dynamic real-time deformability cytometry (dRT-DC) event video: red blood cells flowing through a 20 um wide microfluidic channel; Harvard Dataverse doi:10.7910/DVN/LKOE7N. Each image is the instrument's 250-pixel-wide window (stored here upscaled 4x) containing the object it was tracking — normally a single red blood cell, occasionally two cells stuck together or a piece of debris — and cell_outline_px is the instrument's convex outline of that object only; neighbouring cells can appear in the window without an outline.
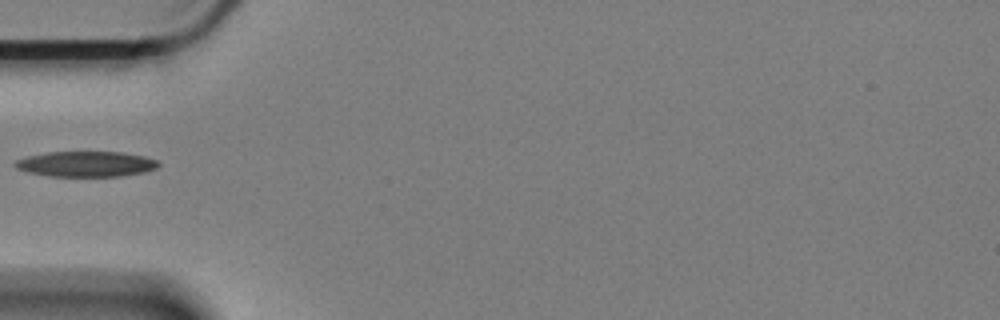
{"species": "Egyptian fruit bat (a non-hibernating species)", "species_latin": "Rousettus aegyptiacus", "temperature_condition": "cold", "stored_images_in_passage": 41, "camera_frame_rate_fps": 3000, "um_per_image_px": 0.085, "animal": {"sex": "female"}, "frame": {"image": 1, "passage_image": 1, "time_ms": 0.0, "image_size_px": [1000, 320], "cell_outline_px": [[160, 164], [156, 168], [148, 172], [120, 176], [48, 176], [28, 172], [16, 168], [12, 164], [16, 160], [28, 156], [48, 152], [120, 152], [144, 156], [156, 160]], "centroid_in_image_um": [7.32, 13.94], "position_along_channel_um": 77.7, "area_um2": 21.27}}
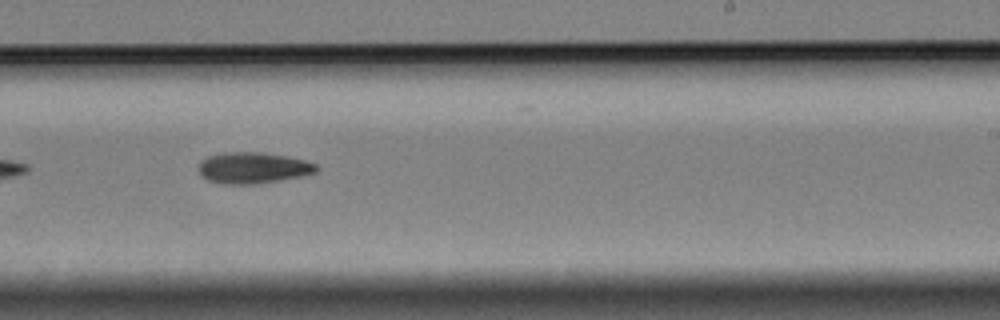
{"frame": {"image": 2, "passage_image": 18, "time_ms": 5.667, "image_size_px": [1000, 320], "cell_outline_px": [[320, 168], [316, 172], [300, 176], [280, 180], [256, 184], [224, 184], [208, 180], [200, 176], [200, 160], [208, 156], [224, 152], [260, 152], [284, 156], [304, 160], [316, 164]], "centroid_in_image_um": [21.49, 14.27], "position_along_channel_um": 267.5, "area_um2": 21.33}}
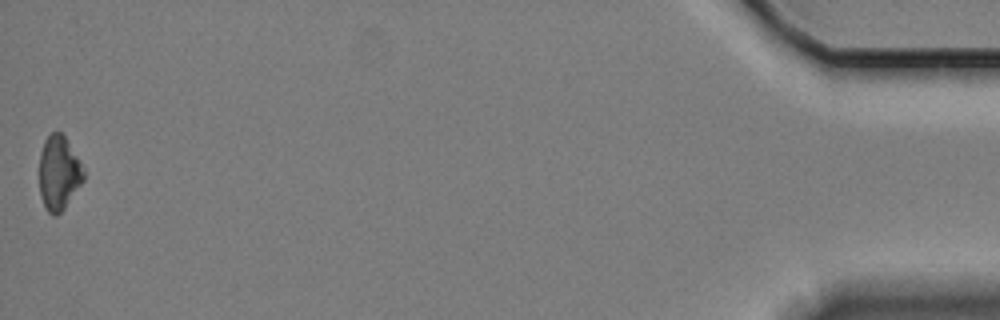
{"frame": {"image": 3, "passage_image": 41, "time_ms": 13.333, "image_size_px": [1000, 320], "cell_outline_px": [[84, 180], [64, 208], [56, 216], [52, 216], [44, 208], [40, 196], [40, 152], [44, 140], [52, 132], [60, 132], [64, 136], [80, 160], [84, 172]], "centroid_in_image_um": [4.99, 14.72], "position_along_channel_um": 430.2, "area_um2": 19.13}}